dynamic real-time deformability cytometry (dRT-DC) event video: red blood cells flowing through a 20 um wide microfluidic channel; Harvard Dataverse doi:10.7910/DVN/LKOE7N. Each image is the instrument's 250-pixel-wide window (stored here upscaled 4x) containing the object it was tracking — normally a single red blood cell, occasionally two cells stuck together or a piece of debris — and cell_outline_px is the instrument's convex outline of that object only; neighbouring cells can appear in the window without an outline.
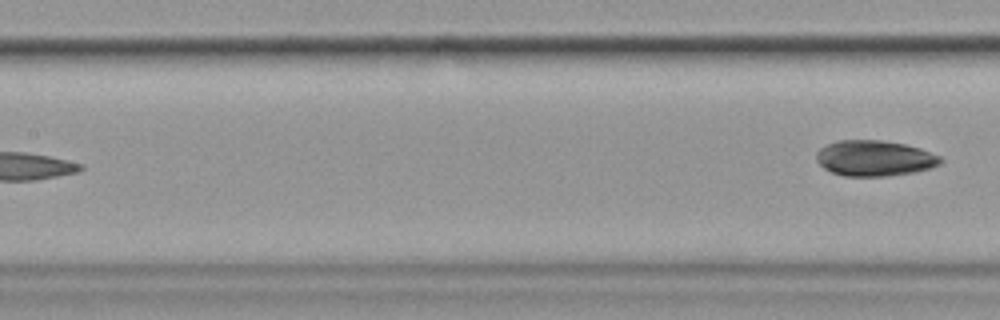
{"species": "common noctule bat (a hibernating species)", "species_latin": "Nyctalus noctula", "temperature_condition": "cold", "stored_images_in_passage": 7, "segment_of_instrument_passage": [2, 2], "camera_frame_rate_fps": 3000, "um_per_image_px": 0.085, "animal": {"sex": "female", "body_mass_g": 19.9}, "frame": {"image": 1, "passage_image": 7, "time_ms": 7.333, "image_size_px": [1000, 320], "cell_outline_px": [[944, 160], [940, 164], [932, 168], [912, 172], [888, 176], [844, 176], [832, 172], [824, 168], [816, 160], [816, 152], [820, 148], [828, 144], [840, 140], [880, 140], [904, 144], [920, 148], [940, 156]], "centroid_in_image_um": [74.34, 13.45], "position_along_channel_um": 133.1, "area_um2": 25.78}}